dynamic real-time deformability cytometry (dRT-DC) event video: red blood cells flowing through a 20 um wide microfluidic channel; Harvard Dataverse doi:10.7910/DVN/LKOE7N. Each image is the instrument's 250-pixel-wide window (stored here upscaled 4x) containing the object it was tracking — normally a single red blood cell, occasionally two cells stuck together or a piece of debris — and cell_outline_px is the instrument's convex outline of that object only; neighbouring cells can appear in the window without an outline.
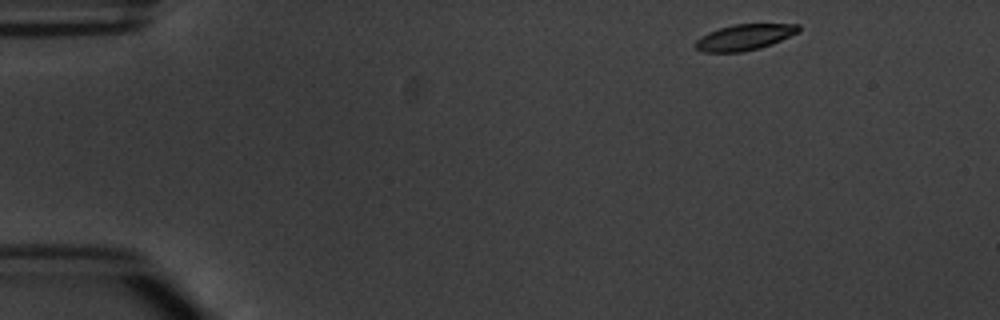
{"species": "common noctule bat (a hibernating species)", "species_latin": "Nyctalus noctula", "temperature_condition": "warm", "stored_images_in_passage": 4, "segment_of_instrument_passage": [2, 2], "camera_frame_rate_fps": 3000, "um_per_image_px": 0.085, "animal": {"sex": "male", "body_mass_g": 20.1, "forearm_length_mm": 53.5}, "frame": {"image": 1, "passage_image": 4, "time_ms": 4.667, "image_size_px": [1000, 320], "cell_outline_px": [[800, 32], [772, 44], [760, 48], [744, 52], [704, 52], [696, 48], [696, 40], [708, 32], [732, 24], [800, 24]], "centroid_in_image_um": [63.32, 3.16], "position_along_channel_um": 21.7, "area_um2": 15.61}}